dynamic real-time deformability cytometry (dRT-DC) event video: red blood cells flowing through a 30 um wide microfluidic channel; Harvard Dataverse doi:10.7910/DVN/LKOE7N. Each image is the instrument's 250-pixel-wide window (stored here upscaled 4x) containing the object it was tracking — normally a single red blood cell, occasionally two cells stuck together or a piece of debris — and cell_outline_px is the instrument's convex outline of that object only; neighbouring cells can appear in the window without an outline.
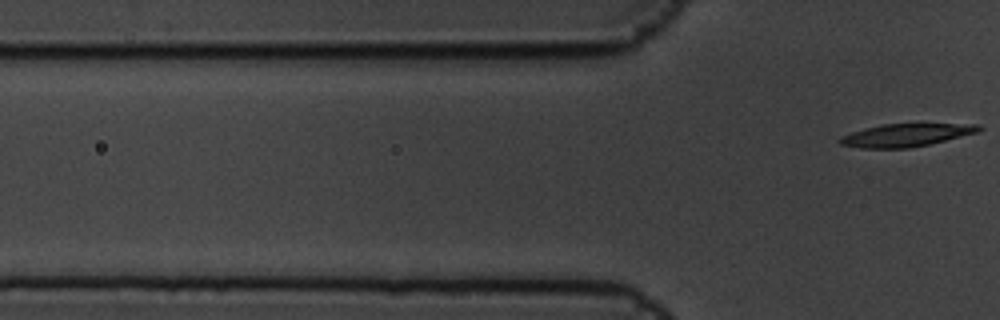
{"species": "common noctule bat (a hibernating species)", "species_latin": "Nyctalus noctula", "temperature_condition": "cold", "stored_images_in_passage": 8, "segment_of_instrument_passage": [2, 2], "camera_frame_rate_fps": 3000, "um_per_image_px": 0.085, "animal": {"sex": "male", "body_mass_g": 19.5, "forearm_length_mm": 54.6}, "frame": {"image": 1, "passage_image": 8, "time_ms": 2.333, "image_size_px": [1000, 320], "cell_outline_px": [[984, 128], [976, 132], [928, 144], [908, 148], [860, 148], [840, 144], [836, 140], [840, 136], [864, 128], [884, 124], [980, 124]], "centroid_in_image_um": [76.94, 11.48], "position_along_channel_um": 48.9, "area_um2": 18.26}}